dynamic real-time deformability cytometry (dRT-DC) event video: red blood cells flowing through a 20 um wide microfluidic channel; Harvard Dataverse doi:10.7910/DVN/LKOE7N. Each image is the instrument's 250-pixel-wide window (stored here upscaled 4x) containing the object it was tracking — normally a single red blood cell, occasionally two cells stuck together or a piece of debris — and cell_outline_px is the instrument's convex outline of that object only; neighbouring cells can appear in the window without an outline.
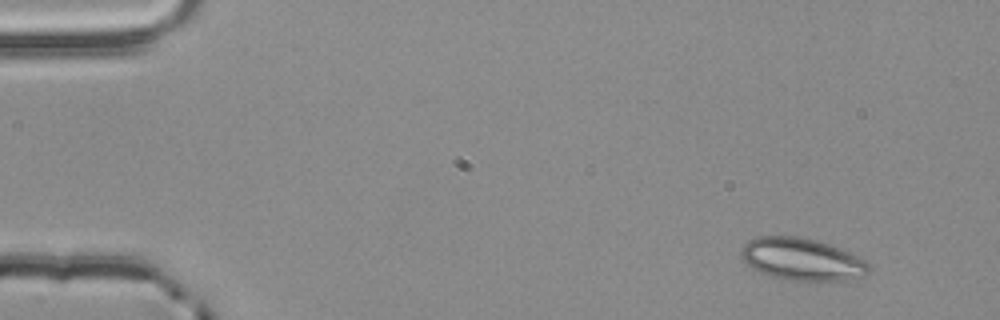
{"species": "common noctule bat (a hibernating species)", "species_latin": "Nyctalus noctula", "temperature_condition": "room temperature", "stored_images_in_passage": 4, "camera_frame_rate_fps": 3000, "um_per_image_px": 0.085, "animal": {"sex": "male", "body_mass_g": 20.4}, "frame": {"image": 1, "passage_image": 1, "time_ms": 0.0, "image_size_px": [1000, 320], "cell_outline_px": [[868, 276], [848, 280], [784, 280], [760, 272], [752, 268], [740, 256], [740, 248], [748, 240], [756, 236], [800, 236], [816, 240], [840, 248], [864, 260], [868, 264]], "centroid_in_image_um": [68.13, 22.03], "position_along_channel_um": 16.9, "area_um2": 31.5}}